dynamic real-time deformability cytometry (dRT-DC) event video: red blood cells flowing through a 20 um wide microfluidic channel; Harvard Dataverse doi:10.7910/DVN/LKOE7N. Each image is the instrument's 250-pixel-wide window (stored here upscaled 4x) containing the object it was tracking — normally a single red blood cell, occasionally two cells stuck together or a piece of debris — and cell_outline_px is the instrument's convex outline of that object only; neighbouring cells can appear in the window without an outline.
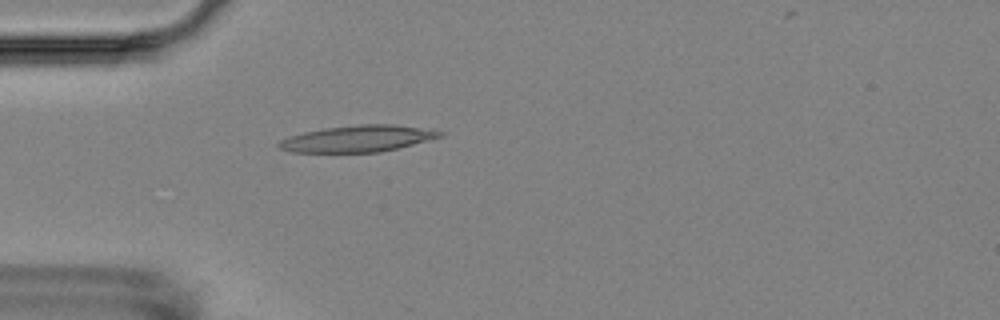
{"species": "Egyptian fruit bat (a non-hibernating species)", "species_latin": "Rousettus aegyptiacus", "temperature_condition": "room temperature", "stored_images_in_passage": 1, "camera_frame_rate_fps": 3000, "um_per_image_px": 0.085, "animal": {"sex": "female"}, "frame": {"image": 1, "passage_image": 1, "time_ms": 0.0, "image_size_px": [1000, 320], "cell_outline_px": [[444, 136], [380, 152], [292, 152], [276, 148], [276, 144], [280, 140], [288, 136], [304, 132], [324, 128], [360, 124], [396, 124], [444, 132]], "centroid_in_image_um": [30.34, 11.78], "position_along_channel_um": 54.7, "area_um2": 24.8}}